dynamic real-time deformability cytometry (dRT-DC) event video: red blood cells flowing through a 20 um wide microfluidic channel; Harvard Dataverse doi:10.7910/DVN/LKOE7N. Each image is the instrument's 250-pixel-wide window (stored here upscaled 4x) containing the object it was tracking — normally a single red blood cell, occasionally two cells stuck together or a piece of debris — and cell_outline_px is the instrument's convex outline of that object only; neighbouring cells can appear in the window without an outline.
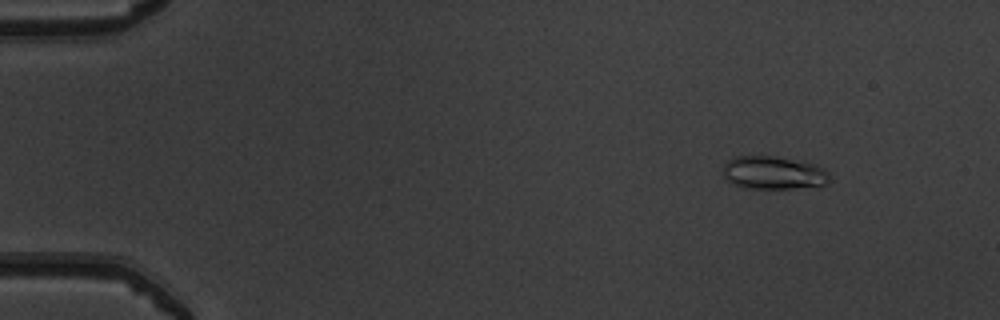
{"species": "common noctule bat (a hibernating species)", "species_latin": "Nyctalus noctula", "temperature_condition": "warm", "stored_images_in_passage": 35, "camera_frame_rate_fps": 3000, "um_per_image_px": 0.085, "animal": {"sex": "male", "body_mass_g": 19.5, "forearm_length_mm": 54.6}, "frame": {"image": 1, "passage_image": 1, "time_ms": 0.0, "image_size_px": [1000, 320], "cell_outline_px": [[828, 180], [824, 184], [792, 188], [752, 188], [732, 184], [724, 180], [724, 164], [732, 156], [776, 156], [812, 164], [828, 172]], "centroid_in_image_um": [65.65, 14.67], "position_along_channel_um": 19.4, "area_um2": 20.11}}
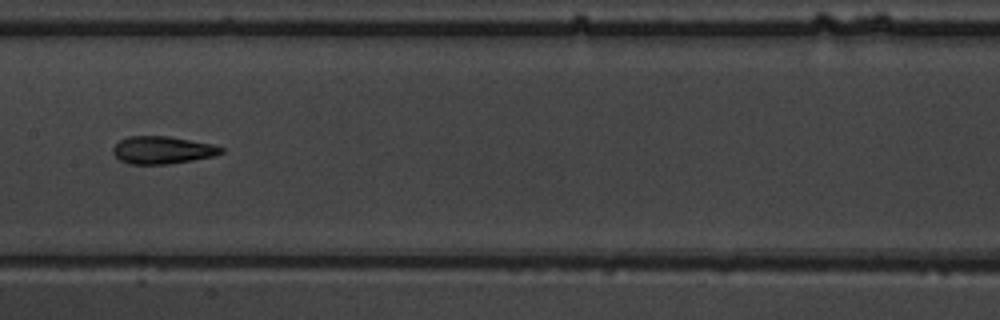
{"frame": {"image": 2, "passage_image": 22, "time_ms": 7.0, "image_size_px": [1000, 320], "cell_outline_px": [[224, 152], [216, 156], [168, 164], [128, 164], [120, 160], [112, 152], [112, 148], [120, 140], [128, 136], [168, 136], [212, 144], [224, 148]], "centroid_in_image_um": [13.81, 12.76], "position_along_channel_um": 193.6, "area_um2": 17.4}}
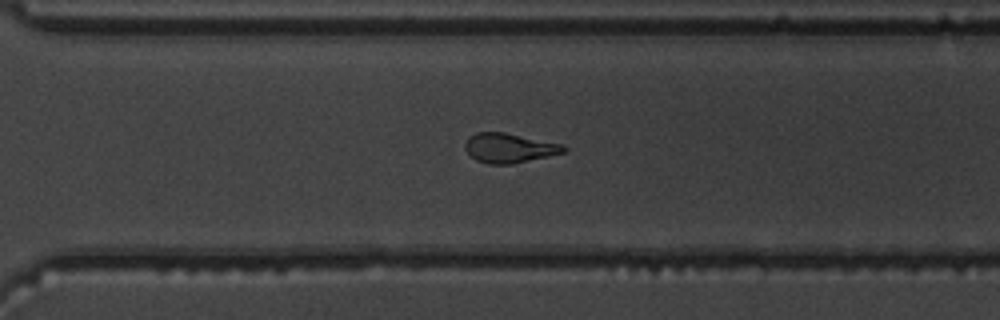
{"frame": {"image": 3, "passage_image": 32, "time_ms": 10.333, "image_size_px": [1000, 320], "cell_outline_px": [[568, 148], [564, 152], [548, 156], [512, 164], [488, 164], [476, 160], [464, 148], [464, 144], [476, 132], [504, 132], [564, 144]], "centroid_in_image_um": [43.31, 12.58], "position_along_channel_um": 327.3, "area_um2": 16.88}}